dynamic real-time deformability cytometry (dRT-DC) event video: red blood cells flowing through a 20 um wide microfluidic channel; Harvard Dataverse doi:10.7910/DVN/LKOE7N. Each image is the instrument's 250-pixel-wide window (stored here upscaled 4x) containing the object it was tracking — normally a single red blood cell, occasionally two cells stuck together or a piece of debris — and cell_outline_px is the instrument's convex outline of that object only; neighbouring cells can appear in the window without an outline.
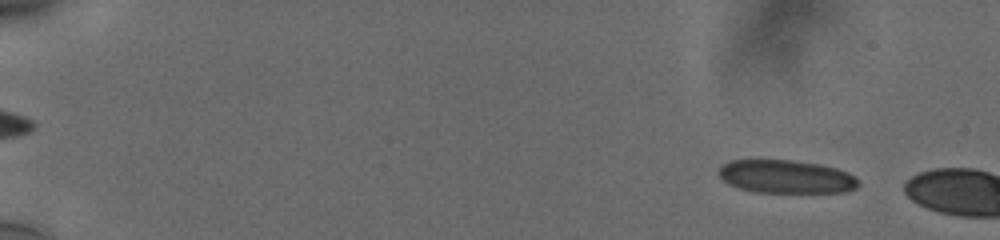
{"species": "human", "species_latin": "Homo sapiens", "temperature_condition": "cold", "stored_images_in_passage": 9, "camera_frame_rate_fps": 3000, "um_per_image_px": 0.085, "donor": {"sex": "male"}, "frame": {"image": 1, "passage_image": 6, "time_ms": 1.667, "image_size_px": [1000, 240], "cell_outline_px": [[860, 184], [856, 188], [844, 192], [756, 192], [740, 188], [728, 184], [720, 176], [720, 168], [724, 164], [732, 160], [792, 160], [820, 164], [836, 168], [848, 172], [856, 176], [860, 180]], "centroid_in_image_um": [66.89, 15.02], "position_along_channel_um": 18.1, "area_um2": 26.99}}